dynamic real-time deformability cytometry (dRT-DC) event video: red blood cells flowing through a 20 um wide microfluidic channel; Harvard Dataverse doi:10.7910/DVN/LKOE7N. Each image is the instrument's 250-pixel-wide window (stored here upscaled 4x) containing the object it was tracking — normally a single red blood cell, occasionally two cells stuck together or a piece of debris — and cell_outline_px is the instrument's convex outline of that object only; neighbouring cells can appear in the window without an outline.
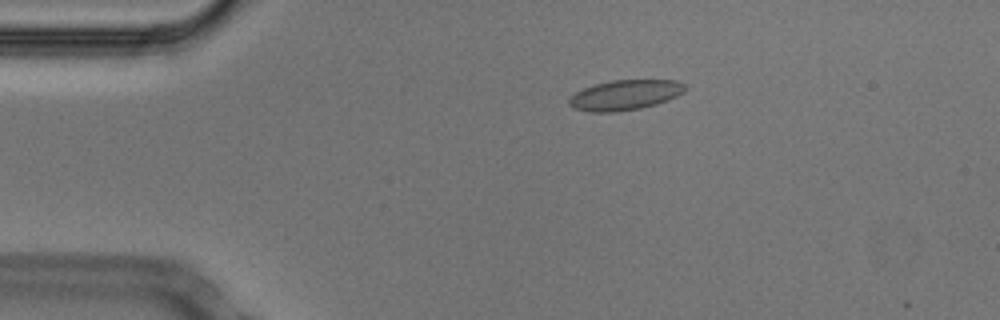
{"species": "Egyptian fruit bat (a non-hibernating species)", "species_latin": "Rousettus aegyptiacus", "temperature_condition": "cold", "stored_images_in_passage": 13, "camera_frame_rate_fps": 3000, "um_per_image_px": 0.085, "animal": {"sex": "male"}, "frame": {"image": 1, "passage_image": 10, "time_ms": 3.0, "image_size_px": [1000, 320], "cell_outline_px": [[688, 88], [684, 92], [668, 100], [656, 104], [640, 108], [616, 112], [588, 112], [572, 108], [568, 104], [568, 100], [576, 92], [584, 88], [596, 84], [612, 80], [676, 80], [684, 84]], "centroid_in_image_um": [53.13, 8.08], "position_along_channel_um": 31.9, "area_um2": 20.4}}